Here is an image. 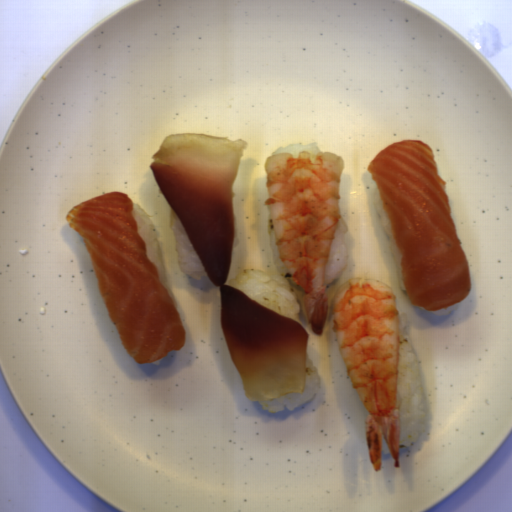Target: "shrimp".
I'll return each mask as SVG.
<instances>
[{
    "mask_svg": "<svg viewBox=\"0 0 512 512\" xmlns=\"http://www.w3.org/2000/svg\"><path fill=\"white\" fill-rule=\"evenodd\" d=\"M333 331L343 364L366 413L364 436L374 472L382 470L385 441L400 468L398 371L401 324L393 287L353 277L332 298Z\"/></svg>",
    "mask_w": 512,
    "mask_h": 512,
    "instance_id": "fd3e3c34",
    "label": "shrimp"
},
{
    "mask_svg": "<svg viewBox=\"0 0 512 512\" xmlns=\"http://www.w3.org/2000/svg\"><path fill=\"white\" fill-rule=\"evenodd\" d=\"M343 157L332 151L276 152L266 157L265 207L280 260L296 286L313 333L329 312L326 265L340 221Z\"/></svg>",
    "mask_w": 512,
    "mask_h": 512,
    "instance_id": "a79e029a",
    "label": "shrimp"
}]
</instances>
